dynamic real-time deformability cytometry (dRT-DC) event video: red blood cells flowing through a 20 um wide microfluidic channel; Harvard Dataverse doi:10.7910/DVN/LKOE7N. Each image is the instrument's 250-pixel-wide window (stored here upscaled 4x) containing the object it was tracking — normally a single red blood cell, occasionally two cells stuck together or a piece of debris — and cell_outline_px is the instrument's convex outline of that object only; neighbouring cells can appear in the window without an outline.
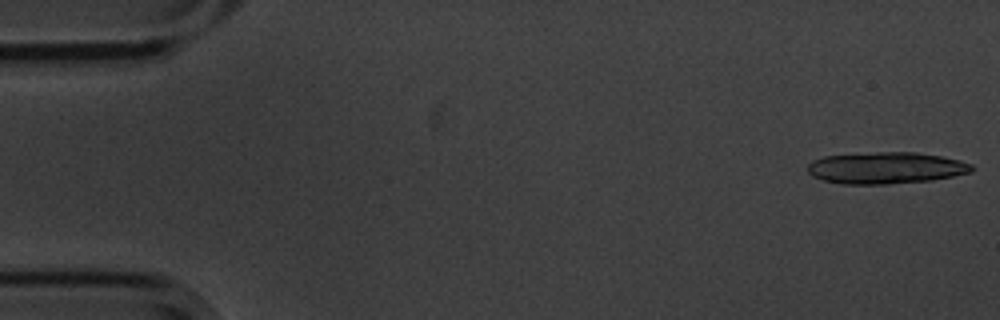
{"species": "common noctule bat (a hibernating species)", "species_latin": "Nyctalus noctula", "temperature_condition": "cold", "stored_images_in_passage": 15, "camera_frame_rate_fps": 3000, "um_per_image_px": 0.085, "animal": {"sex": "male", "body_mass_g": 20.1, "forearm_length_mm": 53.5}, "frame": {"image": 1, "passage_image": 1, "time_ms": 0.0, "image_size_px": [1000, 320], "cell_outline_px": [[972, 172], [932, 180], [888, 184], [840, 184], [824, 180], [812, 176], [808, 172], [808, 164], [812, 160], [824, 156], [876, 152], [916, 152], [940, 156], [960, 160], [972, 164]], "centroid_in_image_um": [75.29, 14.27], "position_along_channel_um": 9.7, "area_um2": 30.29}}